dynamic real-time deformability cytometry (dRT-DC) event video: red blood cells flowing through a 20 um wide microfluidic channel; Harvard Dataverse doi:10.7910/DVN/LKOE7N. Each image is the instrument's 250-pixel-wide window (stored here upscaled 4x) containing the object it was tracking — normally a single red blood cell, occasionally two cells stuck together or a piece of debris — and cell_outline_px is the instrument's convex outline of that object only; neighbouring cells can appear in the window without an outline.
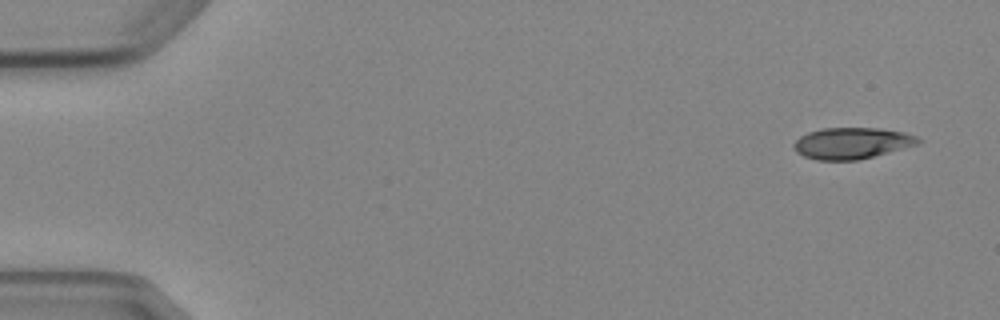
{"species": "Egyptian fruit bat (a non-hibernating species)", "species_latin": "Rousettus aegyptiacus", "temperature_condition": "cold", "stored_images_in_passage": 6, "camera_frame_rate_fps": 3000, "um_per_image_px": 0.085, "animal": {"sex": "female"}, "frame": {"image": 1, "passage_image": 1, "time_ms": 0.0, "image_size_px": [1000, 320], "cell_outline_px": [[924, 140], [916, 144], [888, 152], [856, 160], [816, 160], [804, 156], [796, 152], [792, 144], [800, 136], [808, 132], [820, 128], [880, 128], [904, 132], [916, 136]], "centroid_in_image_um": [72.37, 12.16], "position_along_channel_um": 12.6, "area_um2": 22.6}}
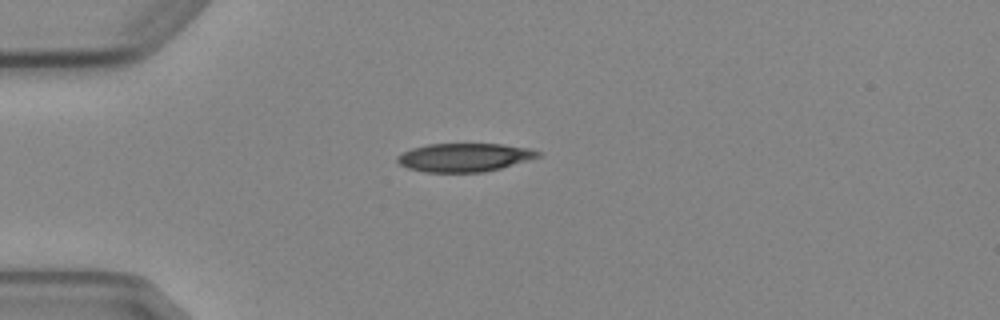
{"frame": {"image": 2, "passage_image": 4, "time_ms": 3.667, "image_size_px": [1000, 320], "cell_outline_px": [[540, 156], [528, 160], [500, 168], [484, 172], [424, 172], [408, 168], [400, 164], [396, 160], [396, 156], [412, 148], [428, 144], [504, 144], [532, 148], [540, 152]], "centroid_in_image_um": [39.48, 13.37], "position_along_channel_um": 45.5, "area_um2": 23.29}}
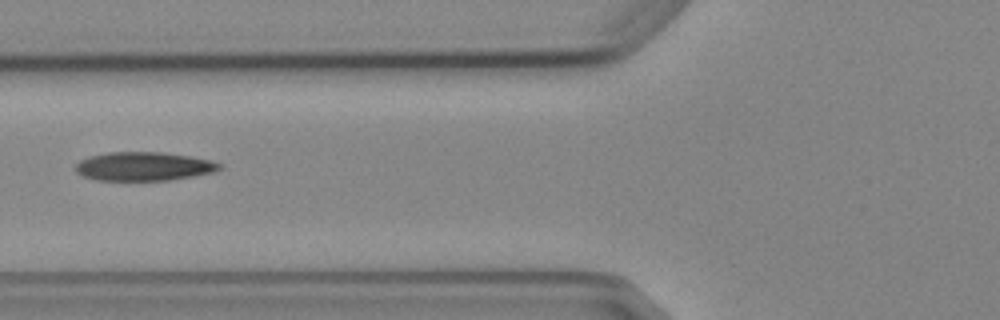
{"frame": {"image": 3, "passage_image": 6, "time_ms": 6.0, "image_size_px": [1000, 320], "cell_outline_px": [[224, 164], [220, 168], [212, 172], [192, 176], [168, 180], [96, 180], [84, 176], [76, 172], [76, 164], [80, 160], [88, 156], [108, 152], [160, 152], [188, 156], [212, 160]], "centroid_in_image_um": [12.2, 14.13], "position_along_channel_um": 113.6, "area_um2": 23.99}}